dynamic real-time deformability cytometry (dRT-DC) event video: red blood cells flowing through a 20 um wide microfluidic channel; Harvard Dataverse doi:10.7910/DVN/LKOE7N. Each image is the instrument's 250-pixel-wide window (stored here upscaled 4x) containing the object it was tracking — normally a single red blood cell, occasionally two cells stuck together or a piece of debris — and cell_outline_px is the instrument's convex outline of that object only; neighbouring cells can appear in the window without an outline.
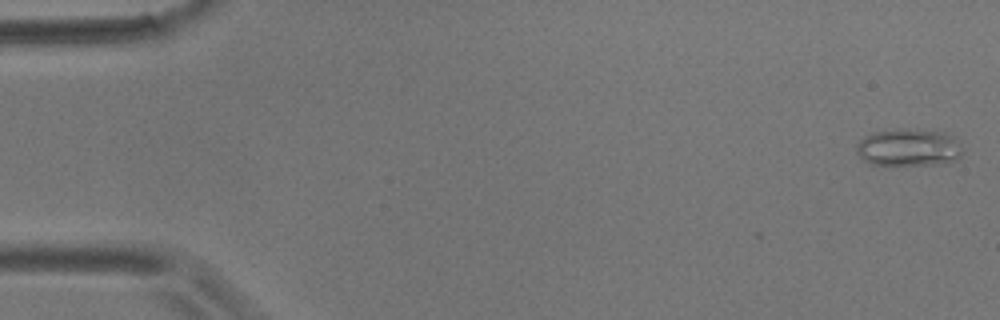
{"species": "common noctule bat (a hibernating species)", "species_latin": "Nyctalus noctula", "temperature_condition": "room temperature", "stored_images_in_passage": 6, "camera_frame_rate_fps": 3000, "um_per_image_px": 0.085, "animal": {"sex": "male", "body_mass_g": 17.9}, "frame": {"image": 1, "passage_image": 1, "time_ms": 0.0, "image_size_px": [1000, 320], "cell_outline_px": [[964, 152], [956, 160], [948, 164], [872, 164], [864, 160], [856, 152], [856, 144], [864, 136], [872, 132], [904, 128], [916, 128], [944, 132], [952, 136], [956, 140]], "centroid_in_image_um": [77.25, 12.52], "position_along_channel_um": 7.7, "area_um2": 23.35}}